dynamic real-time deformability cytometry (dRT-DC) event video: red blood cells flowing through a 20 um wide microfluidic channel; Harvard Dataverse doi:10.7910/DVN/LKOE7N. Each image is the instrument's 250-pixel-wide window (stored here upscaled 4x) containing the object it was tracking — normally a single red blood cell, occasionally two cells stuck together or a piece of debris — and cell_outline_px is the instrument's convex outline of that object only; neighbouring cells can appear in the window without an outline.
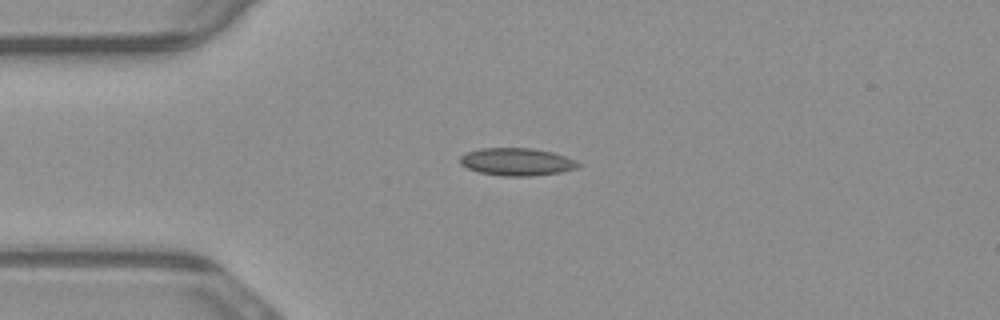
{"species": "common noctule bat (a hibernating species)", "species_latin": "Nyctalus noctula", "temperature_condition": "warm", "stored_images_in_passage": 41, "camera_frame_rate_fps": 3000, "um_per_image_px": 0.085, "animal": {"sex": "male", "body_mass_g": 23.1, "forearm_length_mm": 52.7}, "frame": {"image": 1, "passage_image": 1, "time_ms": 0.0, "image_size_px": [1000, 320], "cell_outline_px": [[580, 164], [576, 168], [560, 172], [532, 176], [500, 176], [480, 172], [468, 168], [460, 164], [460, 156], [468, 152], [480, 148], [532, 148], [552, 152], [576, 160]], "centroid_in_image_um": [43.91, 13.75], "position_along_channel_um": 41.1, "area_um2": 18.9}}
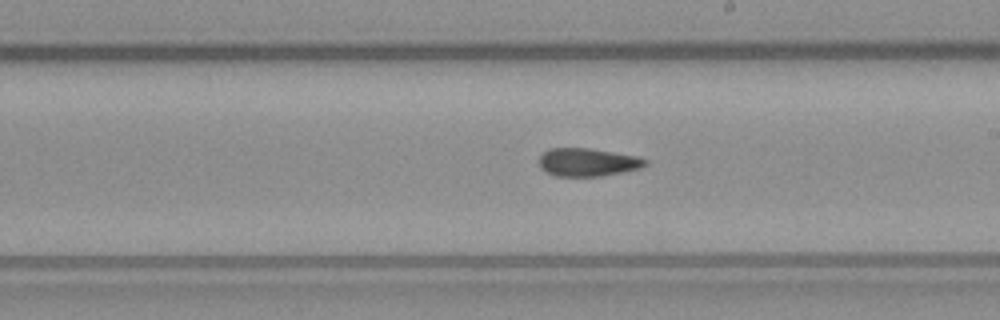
{"frame": {"image": 2, "passage_image": 18, "time_ms": 5.667, "image_size_px": [1000, 320], "cell_outline_px": [[648, 164], [640, 168], [624, 172], [600, 176], [556, 176], [544, 172], [540, 168], [540, 156], [548, 148], [588, 148], [636, 156], [648, 160]], "centroid_in_image_um": [49.94, 13.79], "position_along_channel_um": 239.1, "area_um2": 17.4}}
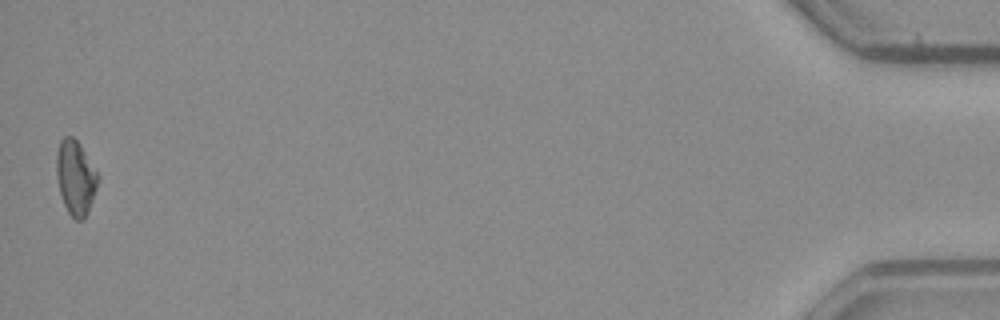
{"frame": {"image": 3, "passage_image": 41, "time_ms": 13.333, "image_size_px": [1000, 320], "cell_outline_px": [[100, 180], [88, 212], [84, 220], [76, 220], [68, 212], [64, 204], [60, 192], [56, 176], [56, 152], [60, 140], [64, 136], [72, 136], [80, 144], [100, 176]], "centroid_in_image_um": [6.43, 15.09], "position_along_channel_um": 428.8, "area_um2": 18.21}, "authors_computed_cell_mechanics": {"area_um2": 17.7446, "velocity_mm_per_s": 3.8567, "shape_relaxation_time_tau1_ms": null, "shape_relaxation_time_tau2_ms": 3.3109, "deformation_change_tau1": null, "deformation_change_tau2": 0.099}}